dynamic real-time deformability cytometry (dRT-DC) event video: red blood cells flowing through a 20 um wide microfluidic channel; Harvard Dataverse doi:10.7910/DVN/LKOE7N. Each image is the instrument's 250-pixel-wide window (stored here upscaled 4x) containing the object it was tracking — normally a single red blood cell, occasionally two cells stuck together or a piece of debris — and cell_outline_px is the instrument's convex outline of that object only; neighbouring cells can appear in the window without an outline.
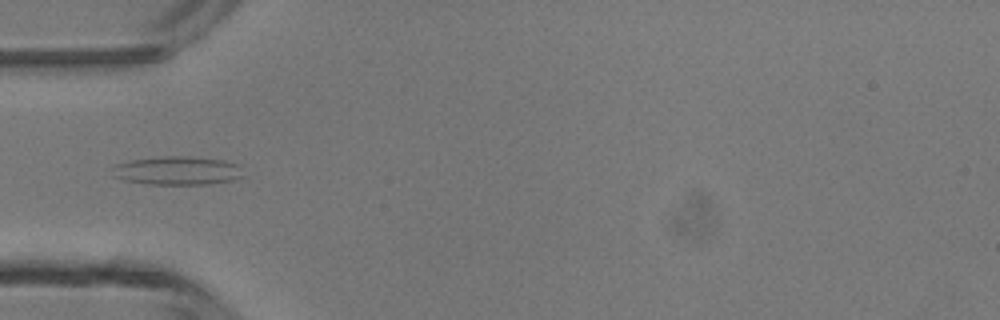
{"species": "common noctule bat (a hibernating species)", "species_latin": "Nyctalus noctula", "temperature_condition": "room temperature", "stored_images_in_passage": 5, "camera_frame_rate_fps": 3000, "um_per_image_px": 0.085, "animal": {"sex": "male", "body_mass_g": 13.3}, "frame": {"image": 1, "passage_image": 4, "time_ms": 4.333, "image_size_px": [1000, 320], "cell_outline_px": [[244, 176], [232, 180], [208, 184], [148, 184], [124, 180], [112, 176], [112, 168], [116, 164], [132, 160], [156, 156], [188, 156], [224, 160], [236, 164]], "centroid_in_image_um": [15.03, 14.5], "position_along_channel_um": 70.0, "area_um2": 21.79}}